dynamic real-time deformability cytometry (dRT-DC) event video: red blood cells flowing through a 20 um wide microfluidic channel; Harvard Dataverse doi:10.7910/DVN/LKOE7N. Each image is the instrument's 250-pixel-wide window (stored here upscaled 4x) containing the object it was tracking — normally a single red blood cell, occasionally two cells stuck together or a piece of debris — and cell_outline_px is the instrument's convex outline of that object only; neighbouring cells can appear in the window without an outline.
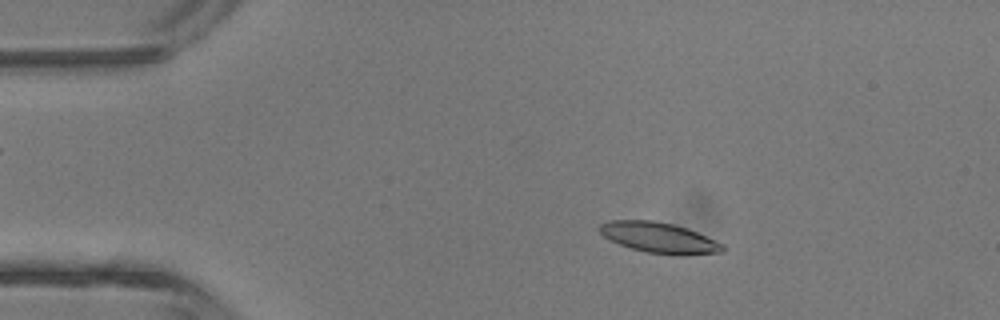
{"species": "common noctule bat (a hibernating species)", "species_latin": "Nyctalus noctula", "temperature_condition": "room temperature", "stored_images_in_passage": 4, "camera_frame_rate_fps": 3000, "um_per_image_px": 0.085, "animal": {"sex": "male", "body_mass_g": 13.3}, "frame": {"image": 1, "passage_image": 2, "time_ms": 1.333, "image_size_px": [1000, 320], "cell_outline_px": [[724, 252], [688, 256], [672, 256], [648, 252], [632, 248], [620, 244], [604, 236], [596, 228], [600, 224], [608, 220], [652, 220], [672, 224], [696, 232], [724, 244]], "centroid_in_image_um": [56.04, 20.22], "position_along_channel_um": 29.0, "area_um2": 22.02}}
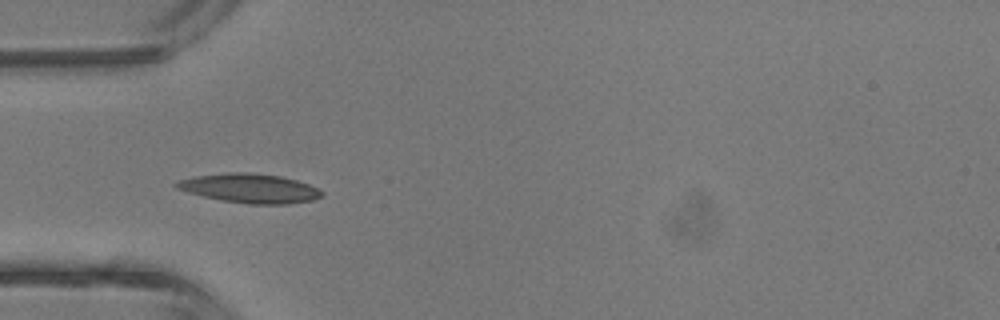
{"frame": {"image": 2, "passage_image": 4, "time_ms": 3.333, "image_size_px": [1000, 320], "cell_outline_px": [[324, 196], [312, 200], [288, 204], [248, 204], [220, 200], [188, 192], [176, 188], [172, 184], [180, 180], [196, 176], [228, 172], [244, 172], [280, 176], [296, 180], [308, 184], [324, 192]], "centroid_in_image_um": [21.24, 16.01], "position_along_channel_um": 63.8, "area_um2": 24.62}}